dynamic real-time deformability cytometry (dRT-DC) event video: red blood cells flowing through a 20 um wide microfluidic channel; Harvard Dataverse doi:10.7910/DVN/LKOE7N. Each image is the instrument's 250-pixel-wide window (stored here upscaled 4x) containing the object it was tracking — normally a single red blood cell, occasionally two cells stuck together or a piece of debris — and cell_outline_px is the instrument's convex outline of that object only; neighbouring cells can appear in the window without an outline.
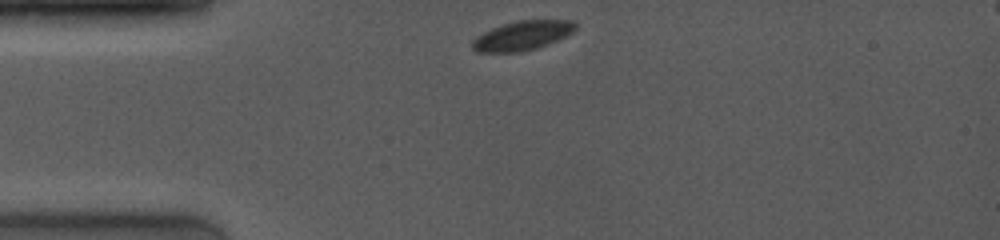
{"species": "common noctule bat (a hibernating species)", "species_latin": "Nyctalus noctula", "temperature_condition": "room temperature", "stored_images_in_passage": 44, "camera_frame_rate_fps": 4000, "um_per_image_px": 0.085, "animal": {"sex": "female", "body_mass_g": 19.0, "forearm_length_mm": 53.3}, "frame": {"image": 1, "passage_image": 1, "time_ms": 0.0, "image_size_px": [1000, 240], "cell_outline_px": [[576, 28], [572, 32], [548, 44], [536, 48], [520, 52], [476, 52], [472, 48], [472, 40], [476, 36], [492, 28], [516, 20], [572, 20], [576, 24]], "centroid_in_image_um": [44.37, 3.02], "position_along_channel_um": 40.6, "area_um2": 17.51}}
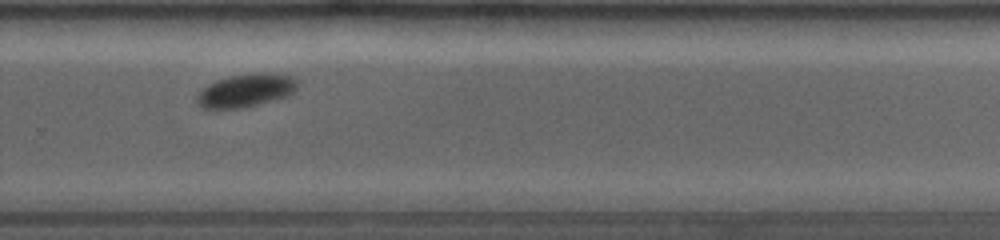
{"frame": {"image": 2, "passage_image": 31, "time_ms": 7.5, "image_size_px": [1000, 240], "cell_outline_px": [[300, 84], [292, 92], [284, 96], [256, 104], [240, 108], [204, 108], [196, 100], [200, 92], [208, 84], [216, 80], [232, 76], [264, 72], [268, 72], [296, 76]], "centroid_in_image_um": [20.96, 7.65], "position_along_channel_um": 308.8, "area_um2": 19.02}}
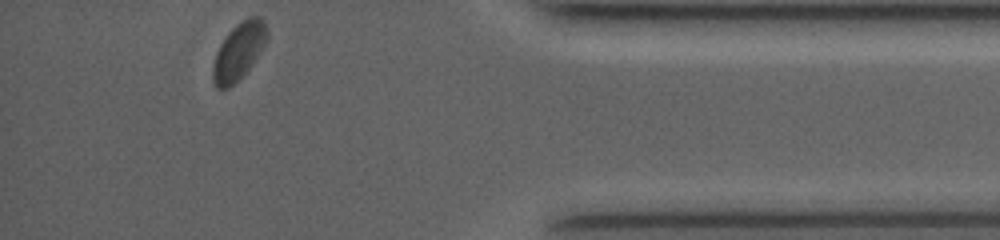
{"frame": {"image": 3, "passage_image": 44, "time_ms": 10.75, "image_size_px": [1000, 240], "cell_outline_px": [[268, 40], [260, 52], [248, 68], [228, 88], [216, 88], [212, 80], [212, 64], [216, 52], [220, 44], [228, 32], [236, 24], [248, 16], [260, 16], [264, 20], [268, 28]], "centroid_in_image_um": [20.3, 4.3], "position_along_channel_um": 414.9, "area_um2": 17.98}}